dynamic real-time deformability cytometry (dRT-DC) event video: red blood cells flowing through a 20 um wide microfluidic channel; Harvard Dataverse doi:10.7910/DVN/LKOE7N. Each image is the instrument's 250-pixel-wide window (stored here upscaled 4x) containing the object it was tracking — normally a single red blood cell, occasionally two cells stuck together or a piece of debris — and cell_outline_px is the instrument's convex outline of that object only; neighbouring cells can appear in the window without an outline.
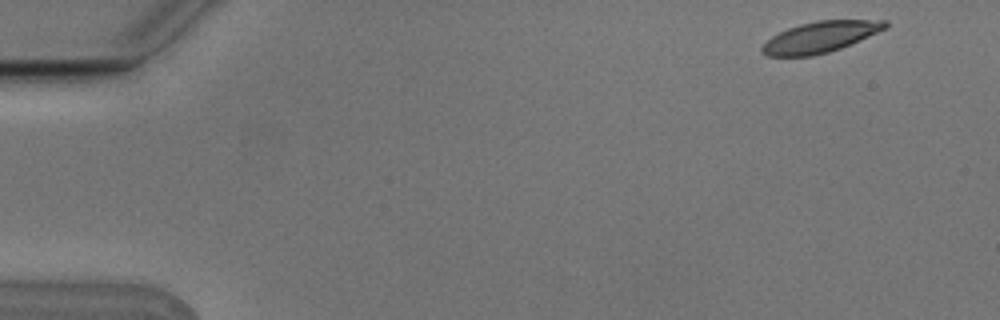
{"species": "Egyptian fruit bat (a non-hibernating species)", "species_latin": "Rousettus aegyptiacus", "temperature_condition": "cold", "stored_images_in_passage": 6, "camera_frame_rate_fps": 3000, "um_per_image_px": 0.085, "animal": {"sex": "male"}, "frame": {"image": 1, "passage_image": 1, "time_ms": 0.0, "image_size_px": [1000, 320], "cell_outline_px": [[888, 24], [884, 28], [876, 32], [840, 48], [828, 52], [812, 56], [768, 56], [760, 48], [772, 36], [788, 28], [800, 24], [816, 20], [888, 20]], "centroid_in_image_um": [69.69, 3.14], "position_along_channel_um": 15.3, "area_um2": 21.73}}